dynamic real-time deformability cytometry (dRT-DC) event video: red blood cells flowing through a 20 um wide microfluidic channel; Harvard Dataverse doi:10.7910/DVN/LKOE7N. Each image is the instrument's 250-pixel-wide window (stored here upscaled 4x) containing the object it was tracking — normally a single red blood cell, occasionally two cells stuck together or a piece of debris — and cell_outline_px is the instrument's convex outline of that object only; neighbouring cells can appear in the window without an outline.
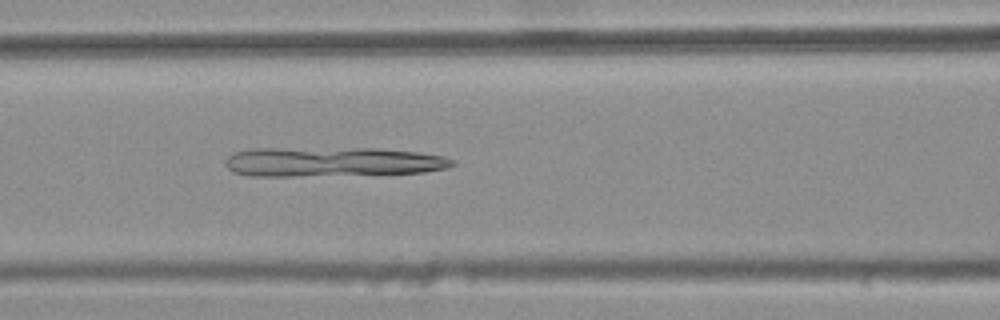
{"species": "common noctule bat (a hibernating species)", "species_latin": "Nyctalus noctula", "temperature_condition": "warm", "stored_images_in_passage": 34, "camera_frame_rate_fps": 3000, "um_per_image_px": 0.085, "animal": {"sex": "female", "body_mass_g": 25.1}, "frame": {"image": 1, "passage_image": 10, "time_ms": 3.0, "image_size_px": [1000, 320], "cell_outline_px": [[456, 164], [448, 168], [424, 172], [292, 176], [248, 176], [232, 172], [224, 164], [224, 160], [232, 152], [252, 148], [380, 148], [416, 152], [444, 156], [452, 160]], "centroid_in_image_um": [28.17, 13.74], "position_along_channel_um": 138.4, "area_um2": 39.25}}
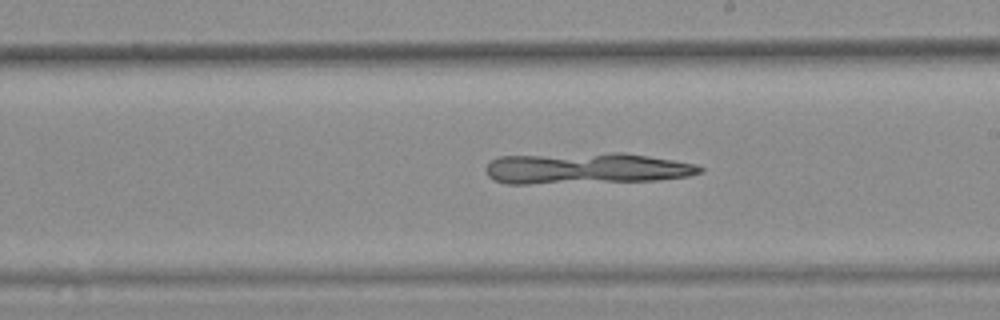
{"frame": {"image": 2, "passage_image": 18, "time_ms": 5.667, "image_size_px": [1000, 320], "cell_outline_px": [[704, 172], [688, 176], [656, 180], [528, 184], [508, 184], [492, 180], [488, 176], [484, 168], [492, 160], [500, 156], [612, 152], [624, 152], [696, 164], [704, 168]], "centroid_in_image_um": [49.8, 14.31], "position_along_channel_um": 239.2, "area_um2": 39.13}}
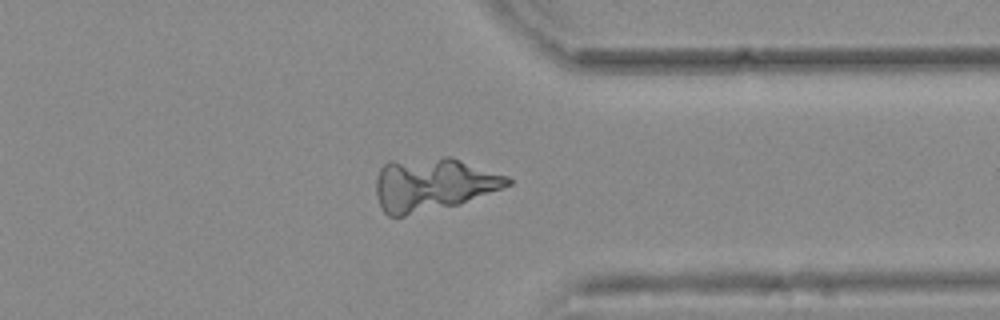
{"frame": {"image": 3, "passage_image": 29, "time_ms": 9.333, "image_size_px": [1000, 320], "cell_outline_px": [[512, 184], [456, 204], [404, 216], [388, 216], [384, 212], [376, 196], [376, 180], [380, 168], [388, 160], [444, 156], [452, 156], [508, 176], [512, 180]], "centroid_in_image_um": [36.76, 15.63], "position_along_channel_um": 374.6, "area_um2": 40.58}}